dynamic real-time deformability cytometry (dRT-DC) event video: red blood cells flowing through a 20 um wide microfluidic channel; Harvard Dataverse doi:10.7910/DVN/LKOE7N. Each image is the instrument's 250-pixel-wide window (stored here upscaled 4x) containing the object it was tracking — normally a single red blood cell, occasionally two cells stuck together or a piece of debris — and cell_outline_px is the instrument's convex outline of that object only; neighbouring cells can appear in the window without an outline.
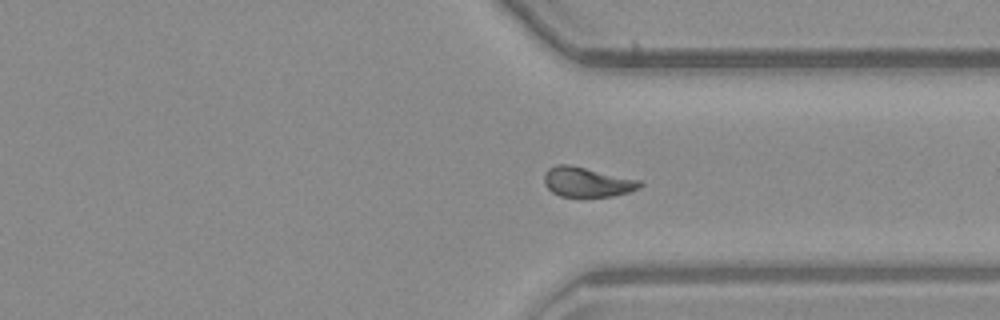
{"species": "common noctule bat (a hibernating species)", "species_latin": "Nyctalus noctula", "temperature_condition": "warm", "stored_images_in_passage": 23, "camera_frame_rate_fps": 3000, "um_per_image_px": 0.085, "animal": {"sex": "male", "body_mass_g": 23.1, "forearm_length_mm": 52.7}, "frame": {"image": 1, "passage_image": 20, "time_ms": 6.333, "image_size_px": [1000, 320], "cell_outline_px": [[644, 184], [640, 188], [628, 192], [612, 196], [560, 196], [552, 192], [544, 184], [544, 176], [548, 168], [556, 164], [568, 164], [640, 180]], "centroid_in_image_um": [49.89, 15.47], "position_along_channel_um": 361.5, "area_um2": 16.47}}